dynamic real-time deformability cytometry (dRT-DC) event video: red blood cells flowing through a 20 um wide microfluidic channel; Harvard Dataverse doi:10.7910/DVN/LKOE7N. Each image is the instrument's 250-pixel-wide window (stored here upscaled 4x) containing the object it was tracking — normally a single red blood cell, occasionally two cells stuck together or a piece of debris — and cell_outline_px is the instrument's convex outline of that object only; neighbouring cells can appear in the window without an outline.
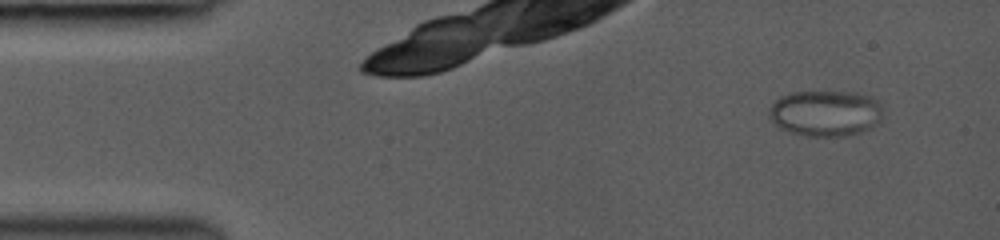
{"species": "common noctule bat (a hibernating species)", "species_latin": "Nyctalus noctula", "temperature_condition": "room temperature", "stored_images_in_passage": 10, "camera_frame_rate_fps": 3000, "um_per_image_px": 0.085, "animal": {"sex": "female", "body_mass_g": 19.0, "forearm_length_mm": 53.3}, "frame": {"image": 1, "passage_image": 1, "time_ms": 0.0, "image_size_px": [1000, 240], "cell_outline_px": [[880, 120], [876, 124], [860, 132], [848, 136], [804, 136], [788, 132], [780, 128], [768, 116], [768, 108], [780, 96], [792, 92], [856, 92], [872, 96], [880, 100]], "centroid_in_image_um": [70.14, 9.62], "position_along_channel_um": 14.9, "area_um2": 30.69}}
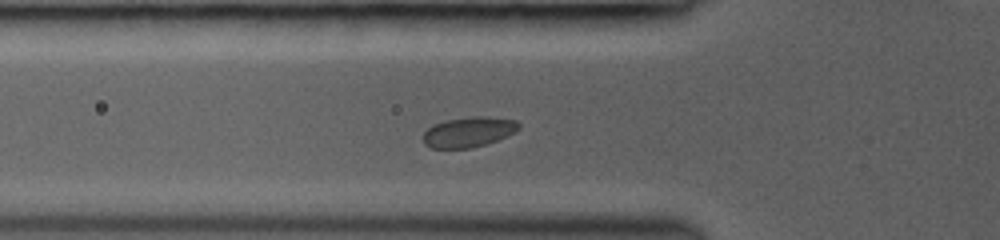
{"frame": {"image": 2, "passage_image": 7, "time_ms": 5.667, "image_size_px": [1000, 240], "cell_outline_px": [[520, 128], [516, 132], [508, 136], [472, 148], [432, 148], [424, 144], [424, 132], [428, 128], [436, 124], [448, 120], [472, 116], [484, 116], [516, 120], [520, 124]], "centroid_in_image_um": [39.87, 11.22], "position_along_channel_um": 85.9, "area_um2": 16.7}}
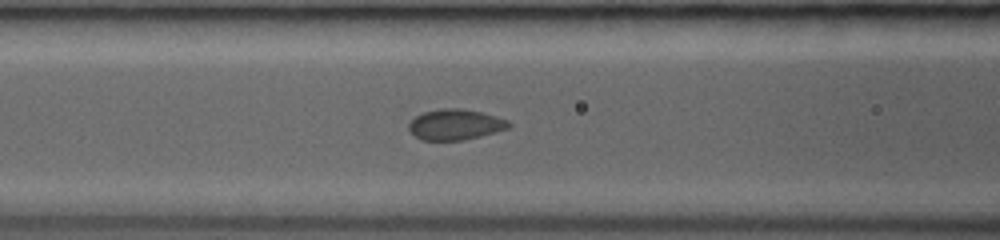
{"frame": {"image": 3, "passage_image": 9, "time_ms": 7.0, "image_size_px": [1000, 240], "cell_outline_px": [[512, 124], [508, 128], [480, 136], [464, 140], [420, 140], [408, 128], [408, 124], [416, 116], [424, 112], [444, 108], [460, 108], [480, 112], [496, 116], [508, 120]], "centroid_in_image_um": [38.7, 10.59], "position_along_channel_um": 127.9, "area_um2": 17.69}}